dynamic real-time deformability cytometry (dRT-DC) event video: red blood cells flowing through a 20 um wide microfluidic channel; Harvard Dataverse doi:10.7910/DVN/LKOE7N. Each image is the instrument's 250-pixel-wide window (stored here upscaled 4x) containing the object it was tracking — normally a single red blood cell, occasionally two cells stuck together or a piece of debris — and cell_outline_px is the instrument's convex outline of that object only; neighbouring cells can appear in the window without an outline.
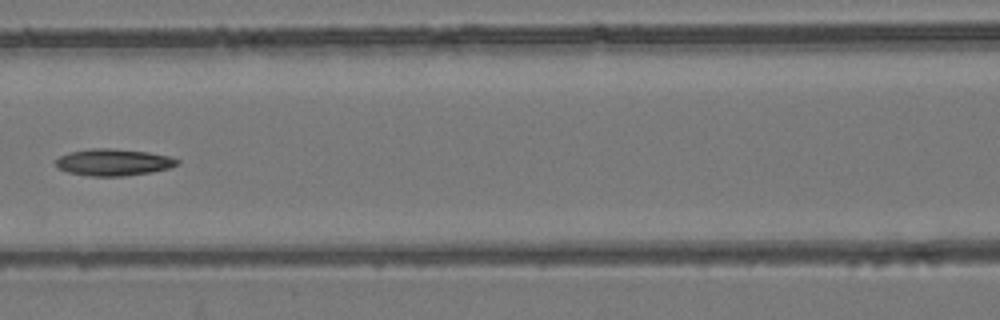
{"species": "common noctule bat (a hibernating species)", "species_latin": "Nyctalus noctula", "temperature_condition": "room temperature", "stored_images_in_passage": 4, "camera_frame_rate_fps": 3000, "um_per_image_px": 0.085, "animal": {"sex": "female", "body_mass_g": 24.6, "forearm_length_mm": 56.2}, "frame": {"image": 1, "passage_image": 4, "time_ms": 4.333, "image_size_px": [1000, 320], "cell_outline_px": [[180, 164], [168, 168], [152, 172], [124, 176], [92, 176], [68, 172], [56, 168], [56, 160], [60, 156], [68, 152], [88, 148], [112, 148], [148, 152], [168, 156], [180, 160]], "centroid_in_image_um": [9.63, 13.78], "position_along_channel_um": 157.0, "area_um2": 19.07}}